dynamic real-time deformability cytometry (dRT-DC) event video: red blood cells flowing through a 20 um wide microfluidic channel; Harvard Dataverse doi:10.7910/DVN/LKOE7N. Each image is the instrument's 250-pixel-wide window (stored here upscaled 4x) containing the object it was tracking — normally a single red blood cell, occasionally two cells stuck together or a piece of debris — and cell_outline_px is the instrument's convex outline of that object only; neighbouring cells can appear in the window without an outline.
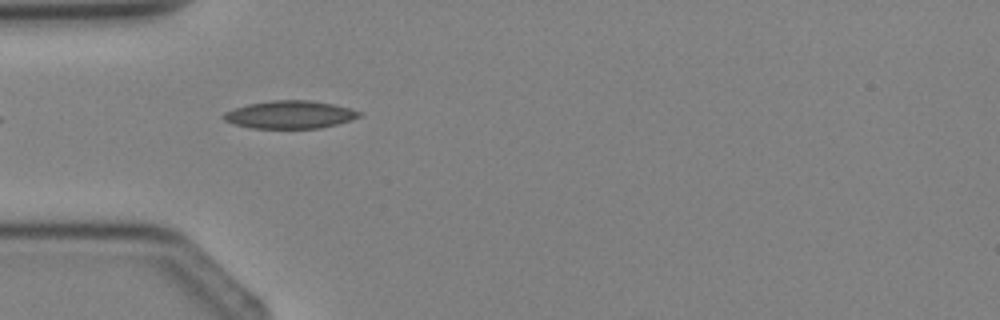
{"species": "Egyptian fruit bat (a non-hibernating species)", "species_latin": "Rousettus aegyptiacus", "temperature_condition": "cold", "stored_images_in_passage": 5, "camera_frame_rate_fps": 3000, "um_per_image_px": 0.085, "animal": {"sex": "female"}, "frame": {"image": 1, "passage_image": 4, "time_ms": 3.667, "image_size_px": [1000, 320], "cell_outline_px": [[364, 116], [352, 120], [320, 128], [252, 128], [236, 124], [224, 120], [220, 116], [224, 112], [248, 104], [272, 100], [308, 100], [332, 104], [348, 108], [360, 112]], "centroid_in_image_um": [24.65, 9.74], "position_along_channel_um": 60.4, "area_um2": 21.85}}
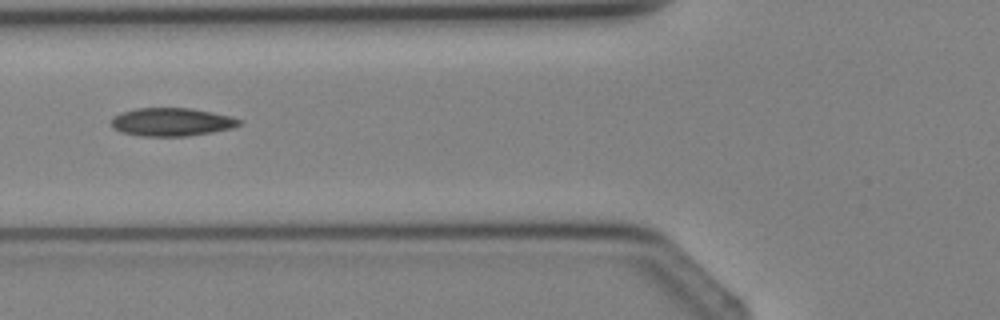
{"frame": {"image": 2, "passage_image": 5, "time_ms": 4.667, "image_size_px": [1000, 320], "cell_outline_px": [[244, 124], [232, 128], [212, 132], [188, 136], [140, 136], [120, 132], [112, 128], [112, 116], [120, 112], [136, 108], [192, 108], [212, 112], [244, 120]], "centroid_in_image_um": [14.59, 10.37], "position_along_channel_um": 111.2, "area_um2": 21.27}}